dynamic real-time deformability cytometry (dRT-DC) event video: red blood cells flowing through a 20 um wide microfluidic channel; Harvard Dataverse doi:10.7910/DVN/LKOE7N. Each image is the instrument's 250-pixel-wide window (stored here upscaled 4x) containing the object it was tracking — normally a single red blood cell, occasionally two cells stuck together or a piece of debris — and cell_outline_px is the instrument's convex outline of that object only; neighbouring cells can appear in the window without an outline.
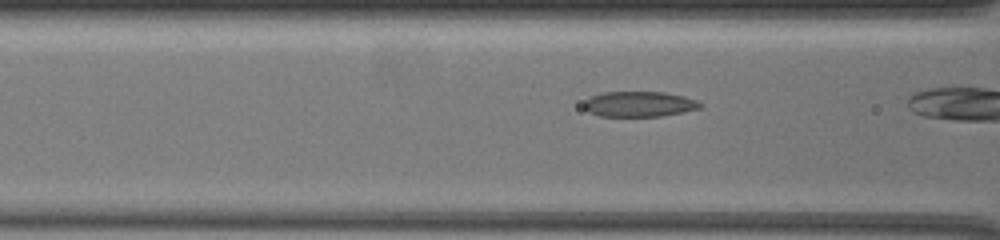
{"species": "common noctule bat (a hibernating species)", "species_latin": "Nyctalus noctula", "temperature_condition": "warm", "stored_images_in_passage": 20, "camera_frame_rate_fps": 3000, "um_per_image_px": 0.085, "animal": {"sex": "female", "body_mass_g": 19.5, "forearm_length_mm": 54.1}, "frame": {"image": 1, "passage_image": 15, "time_ms": 4.667, "image_size_px": [1000, 240], "cell_outline_px": [[700, 108], [684, 112], [660, 116], [600, 116], [588, 112], [584, 108], [584, 100], [592, 96], [604, 92], [664, 92], [684, 96], [696, 100], [700, 104]], "centroid_in_image_um": [54.3, 8.85], "position_along_channel_um": 112.3, "area_um2": 17.11}}